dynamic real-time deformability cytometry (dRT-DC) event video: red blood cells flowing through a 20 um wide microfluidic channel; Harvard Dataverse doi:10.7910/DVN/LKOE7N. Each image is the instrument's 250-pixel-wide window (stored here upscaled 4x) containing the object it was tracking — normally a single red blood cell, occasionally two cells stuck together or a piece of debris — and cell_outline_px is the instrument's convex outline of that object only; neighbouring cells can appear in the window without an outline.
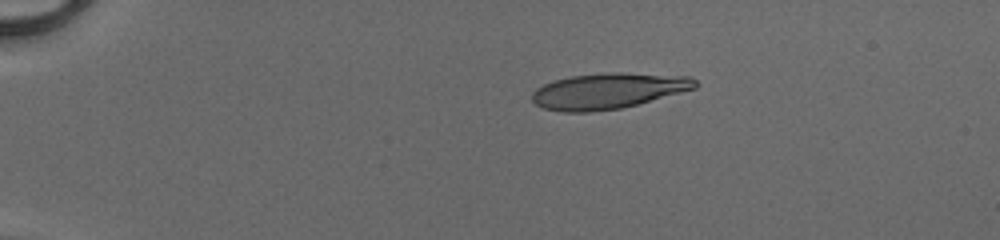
{"species": "human", "species_latin": "Homo sapiens", "temperature_condition": "cold", "stored_images_in_passage": 41, "camera_frame_rate_fps": 3000, "um_per_image_px": 0.085, "donor": {"sex": "male"}, "frame": {"image": 1, "passage_image": 1, "time_ms": 0.0, "image_size_px": [1000, 240], "cell_outline_px": [[696, 88], [636, 104], [620, 108], [588, 112], [564, 112], [544, 108], [536, 104], [532, 100], [532, 92], [536, 88], [552, 80], [572, 76], [604, 72], [620, 72], [692, 76], [696, 80]], "centroid_in_image_um": [51.67, 7.71], "position_along_channel_um": 33.3, "area_um2": 33.93}}
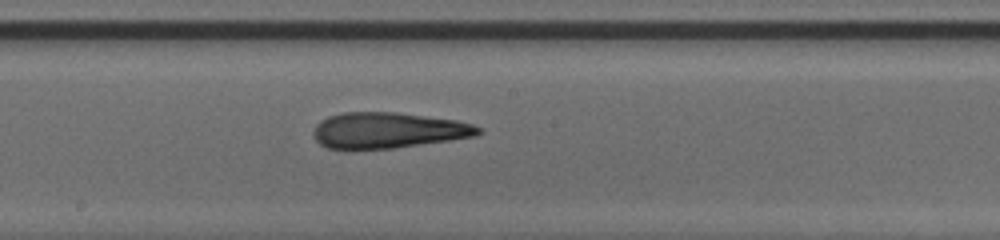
{"frame": {"image": 2, "passage_image": 20, "time_ms": 6.333, "image_size_px": [1000, 240], "cell_outline_px": [[484, 132], [476, 136], [396, 148], [328, 148], [320, 144], [316, 140], [312, 132], [316, 124], [320, 120], [328, 116], [344, 112], [396, 112], [456, 120], [472, 124], [480, 128]], "centroid_in_image_um": [32.99, 11.07], "position_along_channel_um": 215.2, "area_um2": 34.28}}
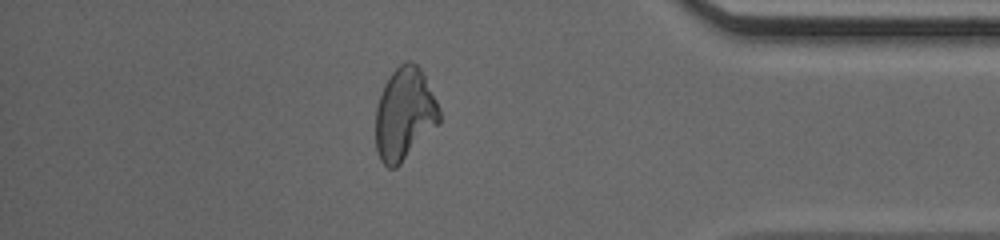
{"frame": {"image": 3, "passage_image": 35, "time_ms": 11.333, "image_size_px": [1000, 240], "cell_outline_px": [[440, 124], [396, 168], [388, 168], [380, 160], [376, 148], [376, 108], [384, 84], [392, 72], [400, 64], [408, 60], [412, 60], [420, 68], [440, 108]], "centroid_in_image_um": [34.39, 9.71], "position_along_channel_um": 400.8, "area_um2": 34.33}, "authors_computed_cell_mechanics": {"area_um2": 34.391, "velocity_mm_per_s": 4.1738, "shape_relaxation_time_tau1_ms": 9.8353, "shape_relaxation_time_tau2_ms": 2.1924, "deformation_change_tau1": 0.2929, "deformation_change_tau2": 0.1287}}